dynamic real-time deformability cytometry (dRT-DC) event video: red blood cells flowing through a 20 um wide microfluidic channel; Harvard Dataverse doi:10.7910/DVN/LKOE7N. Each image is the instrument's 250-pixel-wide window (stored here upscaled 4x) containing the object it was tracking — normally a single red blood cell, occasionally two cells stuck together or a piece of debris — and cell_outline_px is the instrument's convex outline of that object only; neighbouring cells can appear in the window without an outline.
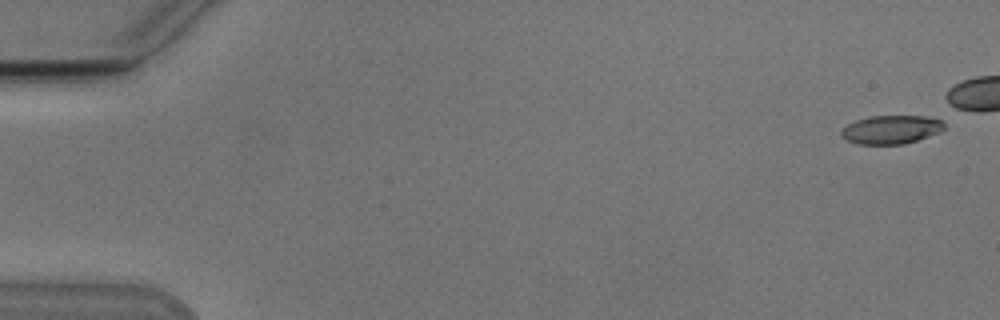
{"species": "Egyptian fruit bat (a non-hibernating species)", "species_latin": "Rousettus aegyptiacus", "temperature_condition": "cold", "stored_images_in_passage": 43, "camera_frame_rate_fps": 3000, "um_per_image_px": 0.085, "animal": {"sex": "male"}, "frame": {"image": 1, "passage_image": 1, "time_ms": 0.0, "image_size_px": [1000, 320], "cell_outline_px": [[944, 128], [940, 132], [904, 144], [856, 144], [840, 136], [840, 132], [848, 124], [856, 120], [868, 116], [928, 116], [940, 120], [944, 124]], "centroid_in_image_um": [75.73, 11.01], "position_along_channel_um": 9.3, "area_um2": 17.05}}
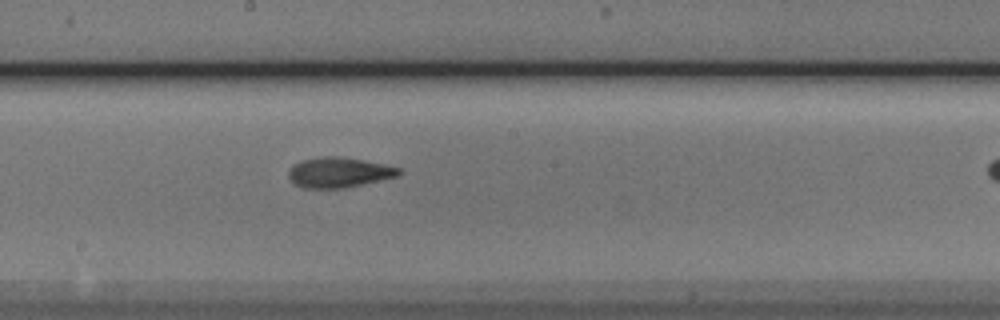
{"frame": {"image": 2, "passage_image": 29, "time_ms": 9.333, "image_size_px": [1000, 320], "cell_outline_px": [[400, 176], [344, 188], [304, 188], [296, 184], [288, 176], [288, 172], [292, 164], [300, 160], [316, 156], [340, 156], [364, 160], [384, 164], [400, 168]], "centroid_in_image_um": [28.79, 14.64], "position_along_channel_um": 219.4, "area_um2": 19.59}}
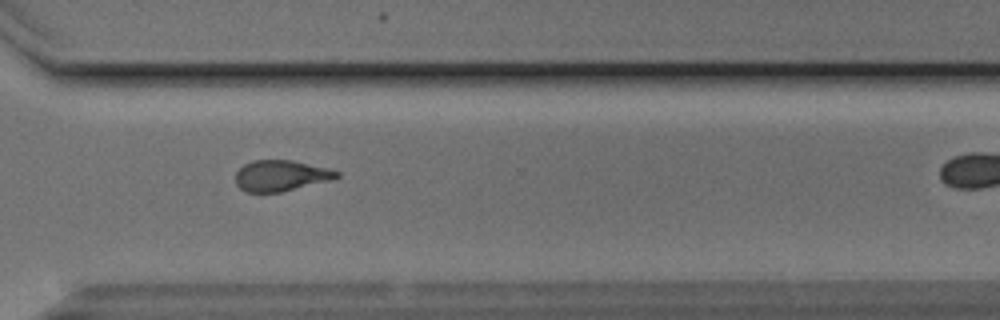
{"frame": {"image": 3, "passage_image": 39, "time_ms": 12.667, "image_size_px": [1000, 320], "cell_outline_px": [[340, 176], [332, 180], [280, 192], [244, 192], [236, 184], [236, 172], [244, 164], [252, 160], [292, 160], [340, 172]], "centroid_in_image_um": [23.84, 14.94], "position_along_channel_um": 346.8, "area_um2": 18.09}}